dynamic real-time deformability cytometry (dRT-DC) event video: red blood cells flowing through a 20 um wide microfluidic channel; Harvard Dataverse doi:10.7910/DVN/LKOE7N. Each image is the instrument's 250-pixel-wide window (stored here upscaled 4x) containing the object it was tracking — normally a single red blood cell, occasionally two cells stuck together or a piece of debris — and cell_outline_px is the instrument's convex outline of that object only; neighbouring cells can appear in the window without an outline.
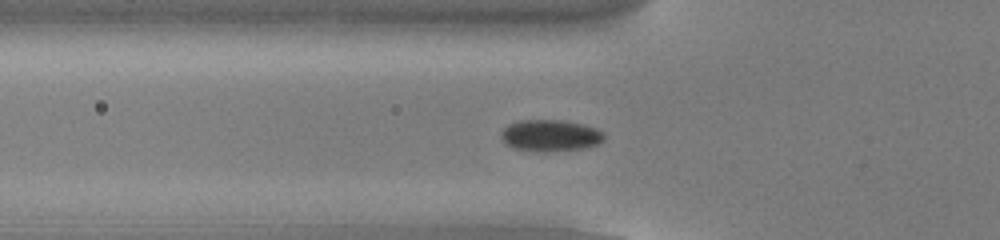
{"species": "common noctule bat (a hibernating species)", "species_latin": "Nyctalus noctula", "temperature_condition": "cold", "stored_images_in_passage": 54, "camera_frame_rate_fps": 3000, "um_per_image_px": 0.085, "animal": {"sex": "male", "body_mass_g": 13.0, "forearm_length_mm": 53.1}, "frame": {"image": 1, "passage_image": 19, "time_ms": 6.0, "image_size_px": [1000, 240], "cell_outline_px": [[604, 140], [596, 144], [580, 148], [544, 152], [512, 148], [504, 144], [500, 136], [500, 132], [508, 124], [520, 120], [560, 120], [584, 124], [596, 128], [604, 132]], "centroid_in_image_um": [46.73, 11.51], "position_along_channel_um": 79.1, "area_um2": 19.02}}
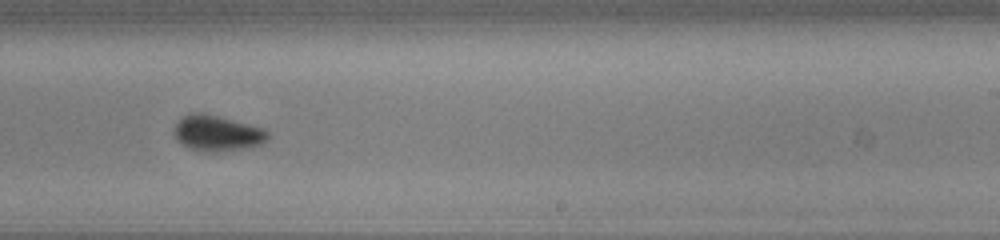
{"frame": {"image": 2, "passage_image": 34, "time_ms": 11.0, "image_size_px": [1000, 240], "cell_outline_px": [[268, 140], [252, 148], [220, 152], [200, 152], [188, 148], [176, 140], [172, 132], [176, 120], [180, 116], [192, 112], [200, 112], [264, 128], [268, 132]], "centroid_in_image_um": [18.4, 11.34], "position_along_channel_um": 270.6, "area_um2": 20.06}}
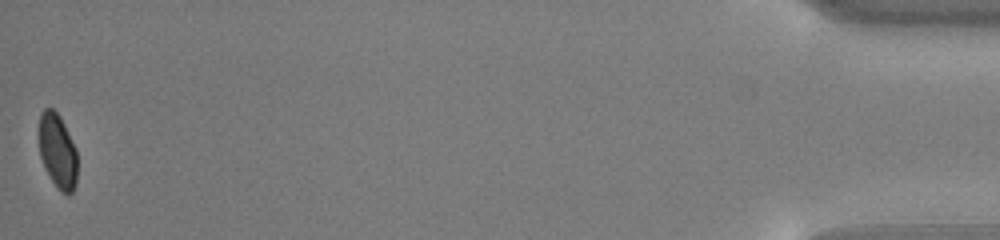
{"frame": {"image": 3, "passage_image": 54, "time_ms": 17.667, "image_size_px": [1000, 240], "cell_outline_px": [[76, 184], [72, 192], [68, 196], [60, 192], [44, 168], [40, 156], [40, 112], [44, 108], [52, 108], [60, 116], [76, 148]], "centroid_in_image_um": [4.9, 12.86], "position_along_channel_um": 430.3, "area_um2": 16.59}, "authors_computed_cell_mechanics": {"area_um2": 18.3226, "velocity_mm_per_s": 3.8268, "shape_relaxation_time_tau1_ms": 2.1916, "shape_relaxation_time_tau2_ms": null, "deformation_change_tau1": 0.0773, "deformation_change_tau2": null}}